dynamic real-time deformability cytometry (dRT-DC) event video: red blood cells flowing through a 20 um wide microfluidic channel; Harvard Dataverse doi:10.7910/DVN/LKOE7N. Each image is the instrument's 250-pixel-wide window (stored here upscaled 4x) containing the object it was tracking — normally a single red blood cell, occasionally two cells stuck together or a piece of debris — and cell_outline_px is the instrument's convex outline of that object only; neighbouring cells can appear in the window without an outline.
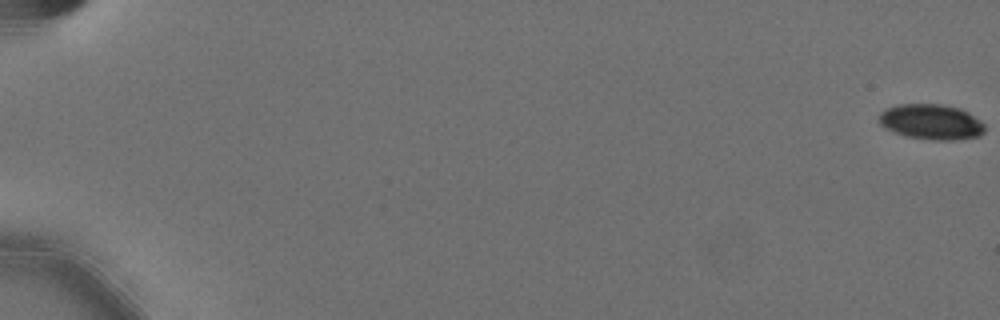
{"species": "Egyptian fruit bat (a non-hibernating species)", "species_latin": "Rousettus aegyptiacus", "temperature_condition": "cold", "stored_images_in_passage": 60, "camera_frame_rate_fps": 3000, "um_per_image_px": 0.085, "animal": {"sex": "female"}, "frame": {"image": 1, "passage_image": 1, "time_ms": 0.0, "image_size_px": [1000, 320], "cell_outline_px": [[984, 132], [980, 136], [952, 140], [936, 140], [904, 136], [880, 124], [880, 112], [884, 108], [896, 104], [940, 104], [960, 108], [968, 112], [980, 120], [984, 124]], "centroid_in_image_um": [79.16, 10.35], "position_along_channel_um": 5.8, "area_um2": 21.73}}
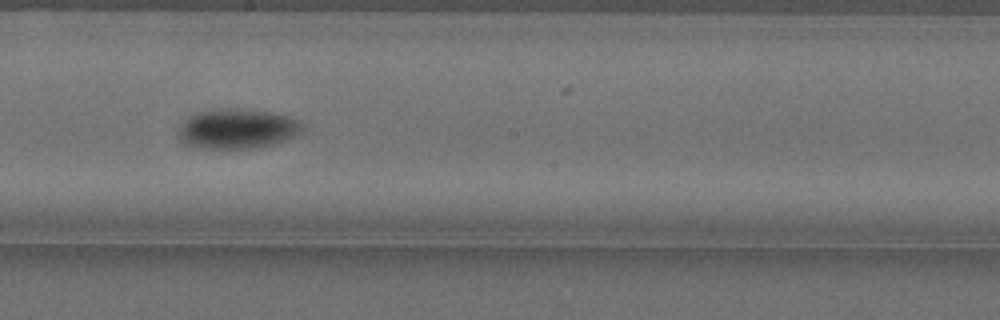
{"frame": {"image": 2, "passage_image": 36, "time_ms": 11.667, "image_size_px": [1000, 320], "cell_outline_px": [[304, 132], [300, 136], [276, 144], [256, 148], [200, 148], [184, 144], [180, 140], [180, 128], [184, 120], [188, 116], [196, 112], [228, 108], [272, 112], [292, 116], [300, 120], [304, 124]], "centroid_in_image_um": [20.28, 10.95], "position_along_channel_um": 227.9, "area_um2": 29.3}}
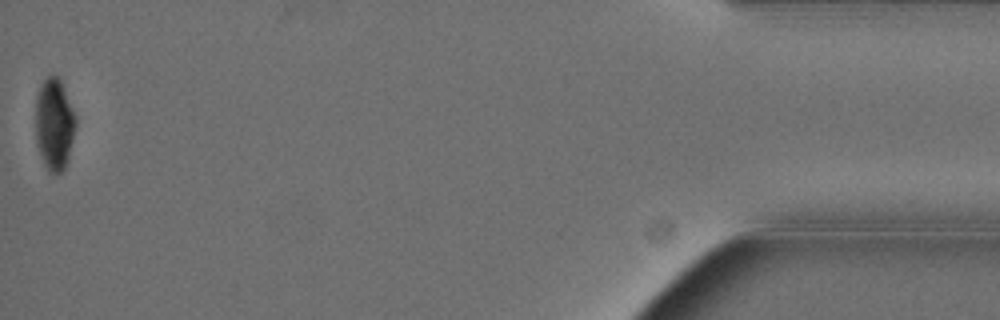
{"frame": {"image": 3, "passage_image": 60, "time_ms": 19.667, "image_size_px": [1000, 320], "cell_outline_px": [[76, 124], [68, 160], [64, 172], [48, 172], [40, 156], [36, 144], [36, 96], [44, 80], [48, 76], [56, 76], [60, 80], [76, 116]], "centroid_in_image_um": [4.61, 10.61], "position_along_channel_um": 430.6, "area_um2": 21.39}, "authors_computed_cell_mechanics": {"area_um2": 25.432, "velocity_mm_per_s": 3.5528, "shape_relaxation_time_tau1_ms": 3.4058, "shape_relaxation_time_tau2_ms": null, "deformation_change_tau1": 0.1181, "deformation_change_tau2": null}}